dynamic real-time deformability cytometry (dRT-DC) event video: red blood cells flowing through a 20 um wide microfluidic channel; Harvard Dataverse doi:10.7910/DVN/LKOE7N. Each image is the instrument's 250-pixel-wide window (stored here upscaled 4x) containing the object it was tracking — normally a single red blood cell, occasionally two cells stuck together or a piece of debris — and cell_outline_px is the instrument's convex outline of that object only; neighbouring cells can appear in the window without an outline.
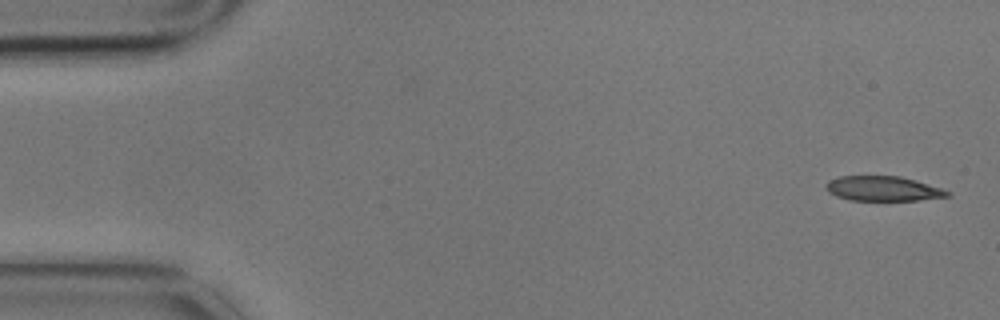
{"species": "common noctule bat (a hibernating species)", "species_latin": "Nyctalus noctula", "temperature_condition": "cold", "stored_images_in_passage": 5, "camera_frame_rate_fps": 3000, "um_per_image_px": 0.085, "animal": {"sex": "male", "body_mass_g": 17.9}, "frame": {"image": 1, "passage_image": 1, "time_ms": 0.0, "image_size_px": [1000, 320], "cell_outline_px": [[952, 196], [920, 200], [848, 200], [836, 196], [828, 192], [824, 188], [824, 184], [828, 180], [840, 176], [900, 176], [916, 180], [952, 192]], "centroid_in_image_um": [75.04, 16.03], "position_along_channel_um": 10.0, "area_um2": 17.74}}
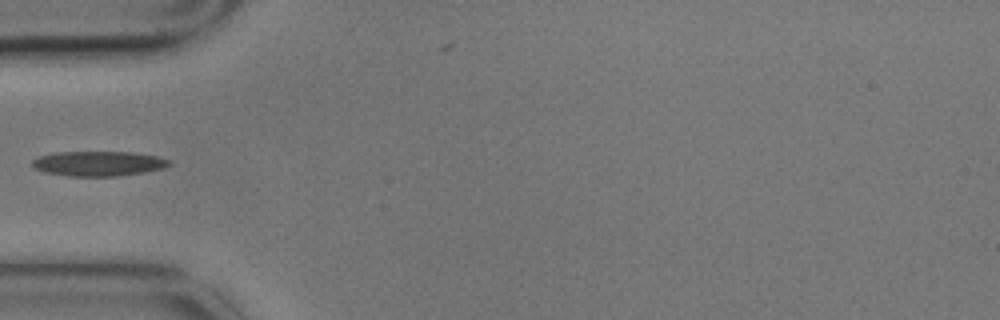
{"frame": {"image": 2, "passage_image": 5, "time_ms": 1.333, "image_size_px": [1000, 320], "cell_outline_px": [[172, 164], [164, 168], [144, 172], [116, 176], [68, 176], [44, 172], [32, 168], [32, 160], [40, 156], [56, 152], [132, 152], [156, 156], [168, 160]], "centroid_in_image_um": [8.34, 13.9], "position_along_channel_um": 76.7, "area_um2": 19.83}}